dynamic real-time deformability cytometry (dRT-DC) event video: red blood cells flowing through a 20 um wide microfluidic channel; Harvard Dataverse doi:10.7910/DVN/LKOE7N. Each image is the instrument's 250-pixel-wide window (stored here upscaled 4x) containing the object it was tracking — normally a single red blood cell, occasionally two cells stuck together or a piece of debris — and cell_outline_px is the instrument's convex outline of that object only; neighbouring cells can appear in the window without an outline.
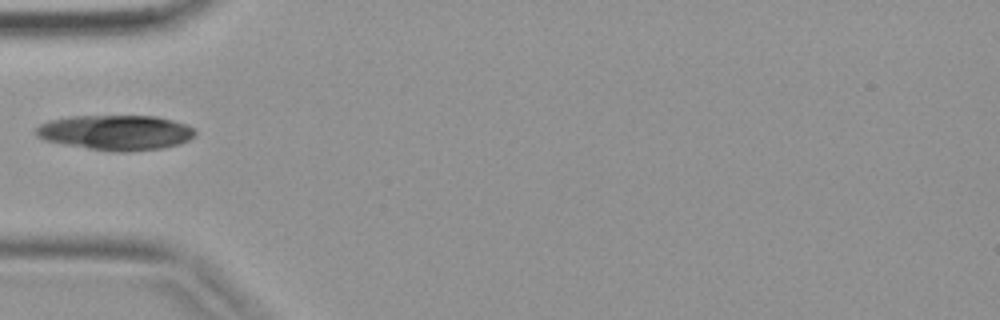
{"species": "common noctule bat (a hibernating species)", "species_latin": "Nyctalus noctula", "temperature_condition": "warm", "stored_images_in_passage": 20, "camera_frame_rate_fps": 3000, "um_per_image_px": 0.085, "animal": {"sex": "female", "body_mass_g": 19.9}, "frame": {"image": 1, "passage_image": 1, "time_ms": 0.0, "image_size_px": [1000, 320], "cell_outline_px": [[196, 132], [188, 140], [180, 144], [160, 148], [128, 152], [112, 152], [64, 144], [44, 140], [36, 136], [32, 132], [40, 124], [48, 120], [72, 116], [156, 116], [188, 124], [196, 128]], "centroid_in_image_um": [9.83, 11.26], "position_along_channel_um": 75.2, "area_um2": 32.77}}
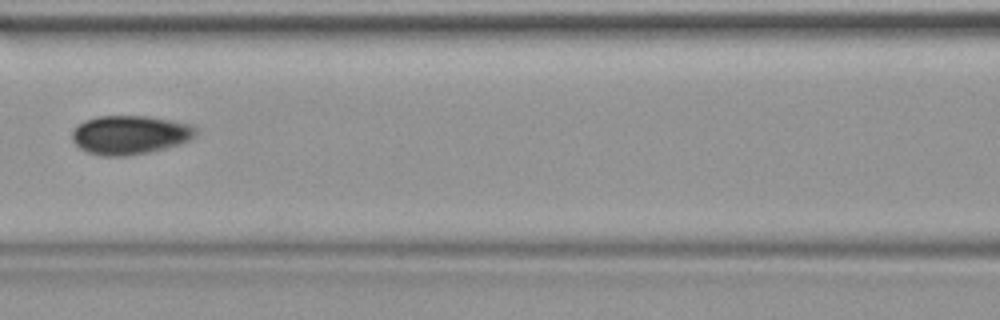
{"frame": {"image": 2, "passage_image": 6, "time_ms": 1.667, "image_size_px": [1000, 320], "cell_outline_px": [[200, 128], [196, 136], [180, 144], [148, 152], [128, 156], [100, 156], [88, 152], [80, 148], [72, 140], [72, 132], [84, 120], [96, 116], [148, 116], [192, 124]], "centroid_in_image_um": [11.08, 11.46], "position_along_channel_um": 155.5, "area_um2": 28.21}}